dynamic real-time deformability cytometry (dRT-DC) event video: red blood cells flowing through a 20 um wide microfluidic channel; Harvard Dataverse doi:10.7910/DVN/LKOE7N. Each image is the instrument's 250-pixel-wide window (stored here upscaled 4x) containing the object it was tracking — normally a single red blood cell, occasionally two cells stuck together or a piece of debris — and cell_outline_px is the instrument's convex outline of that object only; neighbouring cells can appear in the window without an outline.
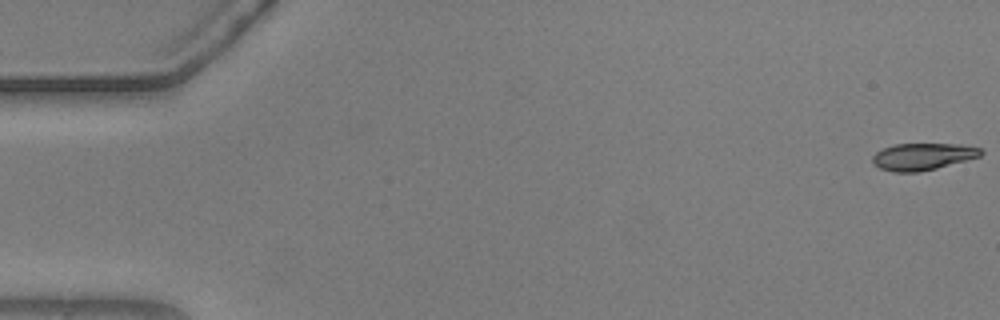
{"species": "common noctule bat (a hibernating species)", "species_latin": "Nyctalus noctula", "temperature_condition": "warm", "stored_images_in_passage": 55, "camera_frame_rate_fps": 3000, "um_per_image_px": 0.085, "animal": {"sex": "male", "body_mass_g": 20.5, "forearm_length_mm": 52.5}, "frame": {"image": 1, "passage_image": 1, "time_ms": 0.0, "image_size_px": [1000, 320], "cell_outline_px": [[984, 152], [980, 156], [936, 168], [920, 172], [892, 172], [880, 168], [872, 164], [872, 156], [876, 152], [884, 148], [896, 144], [960, 144], [980, 148]], "centroid_in_image_um": [78.4, 13.31], "position_along_channel_um": 6.6, "area_um2": 16.94}}
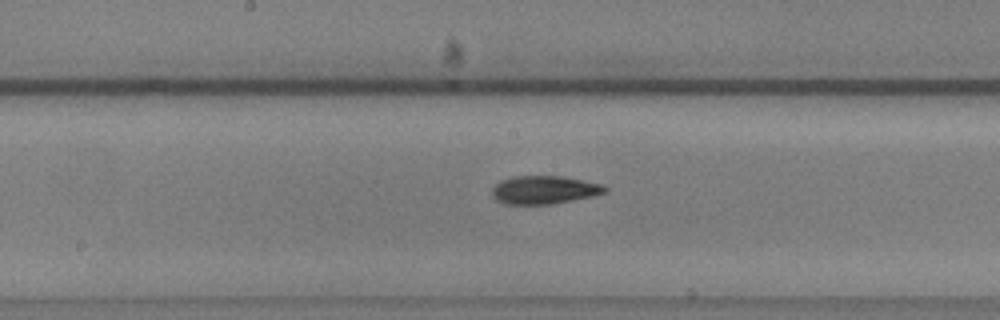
{"frame": {"image": 2, "passage_image": 29, "time_ms": 9.333, "image_size_px": [1000, 320], "cell_outline_px": [[608, 192], [592, 196], [552, 204], [504, 204], [496, 200], [492, 196], [492, 188], [500, 180], [512, 176], [560, 176], [584, 180], [604, 184], [608, 188]], "centroid_in_image_um": [46.26, 16.13], "position_along_channel_um": 201.9, "area_um2": 18.73}}
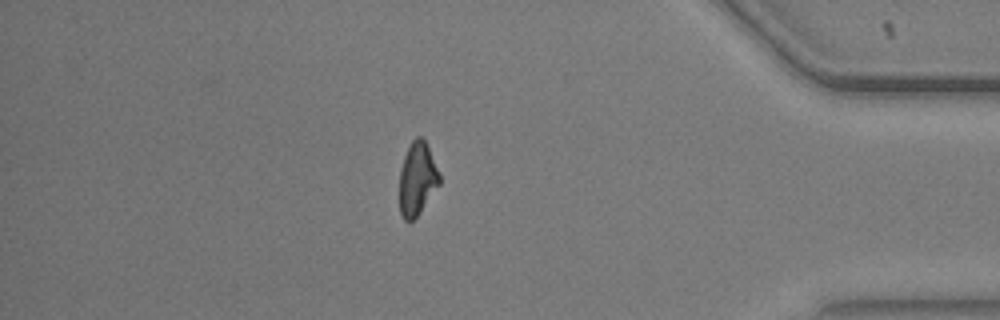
{"frame": {"image": 3, "passage_image": 48, "time_ms": 15.667, "image_size_px": [1000, 320], "cell_outline_px": [[440, 184], [420, 212], [412, 220], [404, 220], [400, 212], [400, 168], [404, 156], [412, 140], [416, 136], [420, 136], [424, 140], [428, 148], [440, 176]], "centroid_in_image_um": [35.45, 15.2], "position_along_channel_um": 399.7, "area_um2": 16.7}, "authors_computed_cell_mechanics": {"area_um2": 17.8602, "velocity_mm_per_s": 3.692, "shape_relaxation_time_tau1_ms": null, "shape_relaxation_time_tau2_ms": 5.0752, "deformation_change_tau1": null, "deformation_change_tau2": 0.1293}}